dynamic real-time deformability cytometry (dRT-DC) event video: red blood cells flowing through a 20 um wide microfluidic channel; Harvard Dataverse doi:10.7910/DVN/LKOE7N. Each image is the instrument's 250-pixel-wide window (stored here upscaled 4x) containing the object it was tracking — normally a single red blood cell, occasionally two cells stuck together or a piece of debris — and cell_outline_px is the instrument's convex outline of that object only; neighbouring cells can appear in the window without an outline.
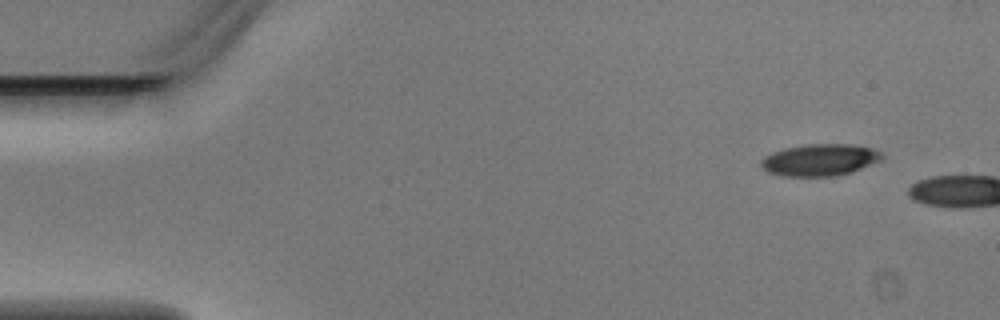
{"species": "Egyptian fruit bat (a non-hibernating species)", "species_latin": "Rousettus aegyptiacus", "temperature_condition": "warm", "stored_images_in_passage": 2, "camera_frame_rate_fps": 3000, "um_per_image_px": 0.085, "animal": {"sex": "male"}, "frame": {"image": 1, "passage_image": 1, "time_ms": 0.0, "image_size_px": [1000, 320], "cell_outline_px": [[884, 156], [880, 160], [852, 172], [836, 176], [780, 176], [768, 172], [760, 164], [760, 160], [764, 156], [772, 152], [784, 148], [808, 144], [852, 144], [872, 148], [880, 152]], "centroid_in_image_um": [69.66, 13.59], "position_along_channel_um": 15.3, "area_um2": 22.48}}